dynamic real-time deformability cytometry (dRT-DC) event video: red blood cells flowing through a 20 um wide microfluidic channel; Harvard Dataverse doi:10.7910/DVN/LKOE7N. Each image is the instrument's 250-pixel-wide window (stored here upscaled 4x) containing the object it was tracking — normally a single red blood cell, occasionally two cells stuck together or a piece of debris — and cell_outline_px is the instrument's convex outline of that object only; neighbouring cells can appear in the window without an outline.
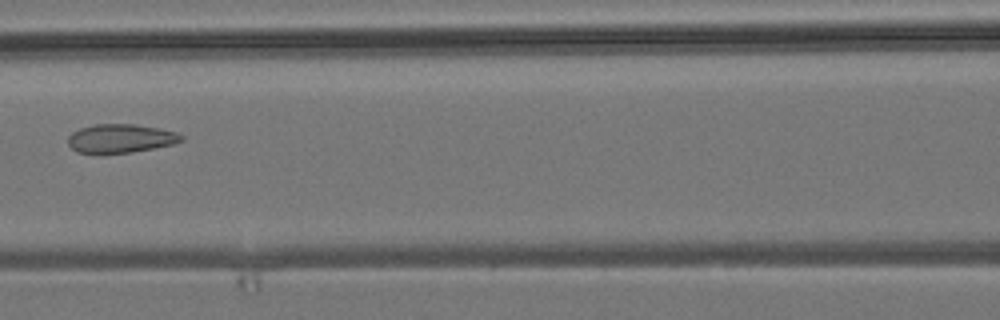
{"species": "common noctule bat (a hibernating species)", "species_latin": "Nyctalus noctula", "temperature_condition": "room temperature", "stored_images_in_passage": 7, "camera_frame_rate_fps": 3000, "um_per_image_px": 0.085, "animal": {"sex": "male", "body_mass_g": 19.2, "forearm_length_mm": 51.8}, "frame": {"image": 1, "passage_image": 7, "time_ms": 7.0, "image_size_px": [1000, 320], "cell_outline_px": [[184, 140], [172, 144], [132, 152], [76, 152], [68, 144], [68, 136], [72, 132], [80, 128], [96, 124], [136, 124], [160, 128], [176, 132], [184, 136]], "centroid_in_image_um": [10.27, 11.74], "position_along_channel_um": 156.3, "area_um2": 18.73}}